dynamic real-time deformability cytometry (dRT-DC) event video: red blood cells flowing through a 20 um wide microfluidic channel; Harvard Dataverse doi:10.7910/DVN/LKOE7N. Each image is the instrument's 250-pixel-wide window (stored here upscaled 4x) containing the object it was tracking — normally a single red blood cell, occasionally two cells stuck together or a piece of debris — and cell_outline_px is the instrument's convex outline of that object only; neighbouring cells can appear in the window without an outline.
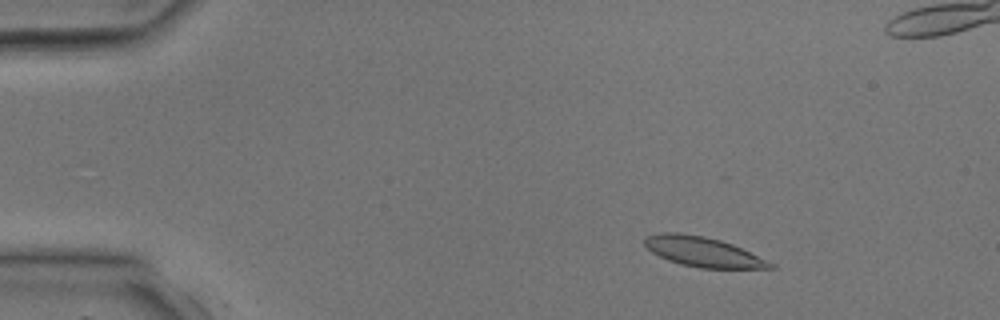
{"species": "common noctule bat (a hibernating species)", "species_latin": "Nyctalus noctula", "temperature_condition": "room temperature", "stored_images_in_passage": 40, "camera_frame_rate_fps": 3000, "um_per_image_px": 0.085, "animal": {"sex": "male", "body_mass_g": 17.9, "forearm_length_mm": 54.2}, "frame": {"image": 1, "passage_image": 6, "time_ms": 1.667, "image_size_px": [1000, 320], "cell_outline_px": [[776, 268], [700, 268], [680, 264], [668, 260], [652, 252], [644, 244], [644, 236], [664, 232], [676, 232], [704, 236], [720, 240], [732, 244], [776, 264]], "centroid_in_image_um": [59.74, 21.4], "position_along_channel_um": 25.3, "area_um2": 21.73}}
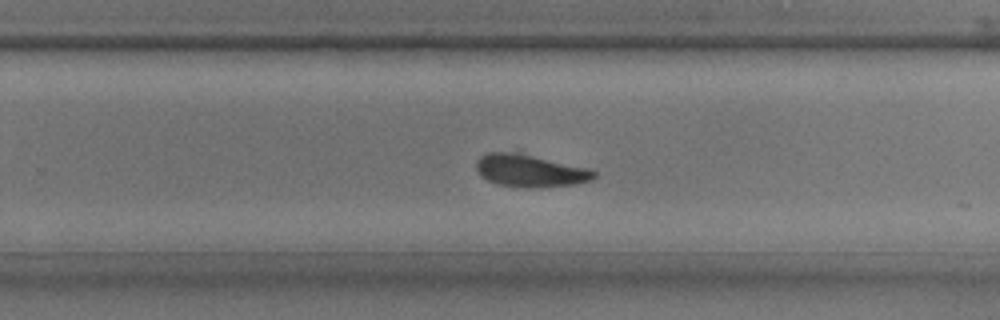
{"frame": {"image": 2, "passage_image": 26, "time_ms": 8.333, "image_size_px": [1000, 320], "cell_outline_px": [[596, 176], [592, 180], [572, 184], [540, 188], [532, 188], [500, 184], [488, 180], [480, 176], [476, 168], [476, 160], [480, 156], [488, 152], [520, 152], [588, 168], [596, 172]], "centroid_in_image_um": [45.04, 14.49], "position_along_channel_um": 284.8, "area_um2": 22.31}}
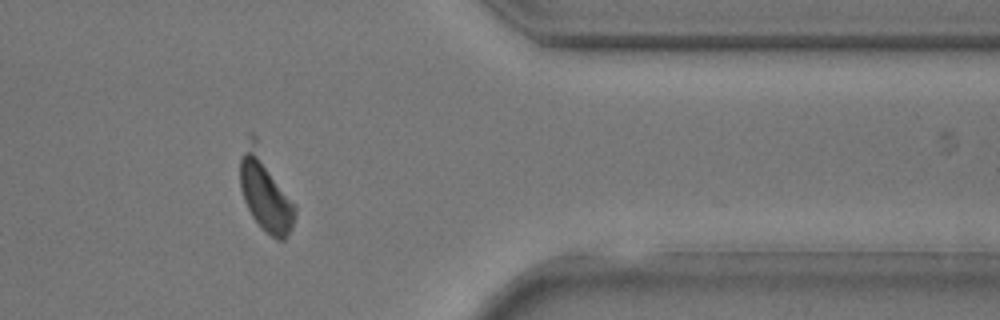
{"frame": {"image": 3, "passage_image": 33, "time_ms": 10.667, "image_size_px": [1000, 320], "cell_outline_px": [[296, 212], [292, 228], [284, 240], [276, 240], [252, 216], [244, 200], [240, 188], [240, 160], [248, 132], [252, 132], [256, 136], [296, 208]], "centroid_in_image_um": [22.53, 16.22], "position_along_channel_um": 388.9, "area_um2": 25.09}}